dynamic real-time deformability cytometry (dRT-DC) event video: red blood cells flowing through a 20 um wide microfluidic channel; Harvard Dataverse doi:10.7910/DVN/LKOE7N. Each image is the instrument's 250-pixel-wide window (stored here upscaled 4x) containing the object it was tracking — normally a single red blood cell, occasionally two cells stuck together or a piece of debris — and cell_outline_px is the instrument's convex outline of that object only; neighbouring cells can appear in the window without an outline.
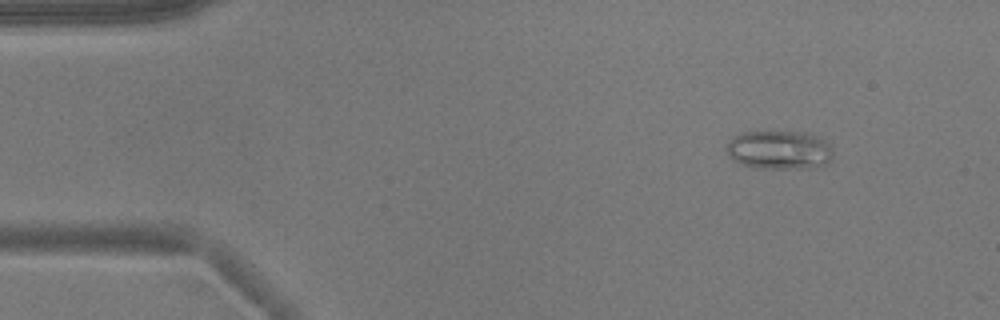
{"species": "common noctule bat (a hibernating species)", "species_latin": "Nyctalus noctula", "temperature_condition": "warm", "stored_images_in_passage": 5, "camera_frame_rate_fps": 3000, "um_per_image_px": 0.085, "animal": {"sex": "male", "body_mass_g": 17.9}, "frame": {"image": 1, "passage_image": 2, "time_ms": 1.333, "image_size_px": [1000, 320], "cell_outline_px": [[832, 160], [828, 164], [816, 168], [760, 168], [744, 164], [732, 160], [728, 156], [728, 140], [744, 132], [808, 132], [824, 140], [832, 148]], "centroid_in_image_um": [66.29, 12.76], "position_along_channel_um": 18.7, "area_um2": 24.04}}